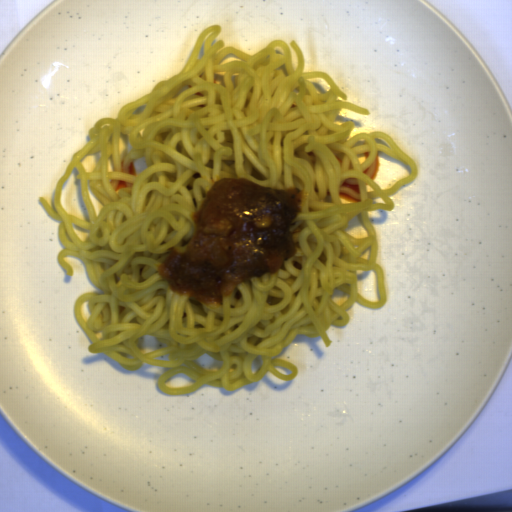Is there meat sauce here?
Instances as JSON below:
<instances>
[{
    "label": "meat sauce",
    "instance_id": "obj_1",
    "mask_svg": "<svg viewBox=\"0 0 512 512\" xmlns=\"http://www.w3.org/2000/svg\"><path fill=\"white\" fill-rule=\"evenodd\" d=\"M303 201L297 187L221 178L193 211L188 244L170 248L158 274L180 296L219 308L239 284L277 273L295 256L291 225Z\"/></svg>",
    "mask_w": 512,
    "mask_h": 512
}]
</instances>
